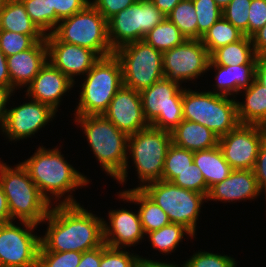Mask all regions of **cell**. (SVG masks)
Wrapping results in <instances>:
<instances>
[{"instance_id":"19","label":"cell","mask_w":266,"mask_h":267,"mask_svg":"<svg viewBox=\"0 0 266 267\" xmlns=\"http://www.w3.org/2000/svg\"><path fill=\"white\" fill-rule=\"evenodd\" d=\"M73 83L61 70L49 61L40 69L26 90V97L50 106L56 112L62 96L69 92Z\"/></svg>"},{"instance_id":"27","label":"cell","mask_w":266,"mask_h":267,"mask_svg":"<svg viewBox=\"0 0 266 267\" xmlns=\"http://www.w3.org/2000/svg\"><path fill=\"white\" fill-rule=\"evenodd\" d=\"M245 101H237L238 119L240 124L266 125V87L256 79L242 90Z\"/></svg>"},{"instance_id":"33","label":"cell","mask_w":266,"mask_h":267,"mask_svg":"<svg viewBox=\"0 0 266 267\" xmlns=\"http://www.w3.org/2000/svg\"><path fill=\"white\" fill-rule=\"evenodd\" d=\"M167 18L178 27L187 40L197 39V15L192 0H181Z\"/></svg>"},{"instance_id":"34","label":"cell","mask_w":266,"mask_h":267,"mask_svg":"<svg viewBox=\"0 0 266 267\" xmlns=\"http://www.w3.org/2000/svg\"><path fill=\"white\" fill-rule=\"evenodd\" d=\"M192 163L193 152L172 143L166 153L162 180L171 182L179 173L189 169Z\"/></svg>"},{"instance_id":"36","label":"cell","mask_w":266,"mask_h":267,"mask_svg":"<svg viewBox=\"0 0 266 267\" xmlns=\"http://www.w3.org/2000/svg\"><path fill=\"white\" fill-rule=\"evenodd\" d=\"M197 15V39L222 17V9L214 0H192Z\"/></svg>"},{"instance_id":"31","label":"cell","mask_w":266,"mask_h":267,"mask_svg":"<svg viewBox=\"0 0 266 267\" xmlns=\"http://www.w3.org/2000/svg\"><path fill=\"white\" fill-rule=\"evenodd\" d=\"M244 34L223 16L214 23L200 39L211 55L215 50L240 40Z\"/></svg>"},{"instance_id":"41","label":"cell","mask_w":266,"mask_h":267,"mask_svg":"<svg viewBox=\"0 0 266 267\" xmlns=\"http://www.w3.org/2000/svg\"><path fill=\"white\" fill-rule=\"evenodd\" d=\"M234 258L228 255L198 251L184 263V267H236Z\"/></svg>"},{"instance_id":"12","label":"cell","mask_w":266,"mask_h":267,"mask_svg":"<svg viewBox=\"0 0 266 267\" xmlns=\"http://www.w3.org/2000/svg\"><path fill=\"white\" fill-rule=\"evenodd\" d=\"M165 18L151 0H138L107 20L112 49L116 51L123 45L144 40L145 35Z\"/></svg>"},{"instance_id":"32","label":"cell","mask_w":266,"mask_h":267,"mask_svg":"<svg viewBox=\"0 0 266 267\" xmlns=\"http://www.w3.org/2000/svg\"><path fill=\"white\" fill-rule=\"evenodd\" d=\"M185 234L186 236L194 237L183 225L170 223L159 230L146 233L145 236H148L155 250L167 255L169 253L171 254V252H175L176 247L182 242Z\"/></svg>"},{"instance_id":"38","label":"cell","mask_w":266,"mask_h":267,"mask_svg":"<svg viewBox=\"0 0 266 267\" xmlns=\"http://www.w3.org/2000/svg\"><path fill=\"white\" fill-rule=\"evenodd\" d=\"M121 250V248H113L105 243L101 246V262L100 267H134L139 261L138 254Z\"/></svg>"},{"instance_id":"8","label":"cell","mask_w":266,"mask_h":267,"mask_svg":"<svg viewBox=\"0 0 266 267\" xmlns=\"http://www.w3.org/2000/svg\"><path fill=\"white\" fill-rule=\"evenodd\" d=\"M172 144L171 132L149 126L128 138L127 155L132 156L142 189L149 183L162 180L164 161Z\"/></svg>"},{"instance_id":"53","label":"cell","mask_w":266,"mask_h":267,"mask_svg":"<svg viewBox=\"0 0 266 267\" xmlns=\"http://www.w3.org/2000/svg\"><path fill=\"white\" fill-rule=\"evenodd\" d=\"M153 4L167 17L181 0H151Z\"/></svg>"},{"instance_id":"54","label":"cell","mask_w":266,"mask_h":267,"mask_svg":"<svg viewBox=\"0 0 266 267\" xmlns=\"http://www.w3.org/2000/svg\"><path fill=\"white\" fill-rule=\"evenodd\" d=\"M139 262L144 266V267H180L179 264H174V263H165V262H159V261H154L151 259L143 258L140 256ZM181 267H184V264L181 265Z\"/></svg>"},{"instance_id":"13","label":"cell","mask_w":266,"mask_h":267,"mask_svg":"<svg viewBox=\"0 0 266 267\" xmlns=\"http://www.w3.org/2000/svg\"><path fill=\"white\" fill-rule=\"evenodd\" d=\"M20 226L14 221L0 226V267H37L40 236L33 230L38 225L21 221Z\"/></svg>"},{"instance_id":"25","label":"cell","mask_w":266,"mask_h":267,"mask_svg":"<svg viewBox=\"0 0 266 267\" xmlns=\"http://www.w3.org/2000/svg\"><path fill=\"white\" fill-rule=\"evenodd\" d=\"M123 199L136 205H139L140 221L144 230V233L159 230L163 226L170 224V220L165 211L159 207L154 201H152L141 189H128L117 194Z\"/></svg>"},{"instance_id":"26","label":"cell","mask_w":266,"mask_h":267,"mask_svg":"<svg viewBox=\"0 0 266 267\" xmlns=\"http://www.w3.org/2000/svg\"><path fill=\"white\" fill-rule=\"evenodd\" d=\"M0 30L30 35L36 42L45 38L31 21L21 0H5L0 10Z\"/></svg>"},{"instance_id":"56","label":"cell","mask_w":266,"mask_h":267,"mask_svg":"<svg viewBox=\"0 0 266 267\" xmlns=\"http://www.w3.org/2000/svg\"><path fill=\"white\" fill-rule=\"evenodd\" d=\"M134 267H144L139 261L134 265Z\"/></svg>"},{"instance_id":"39","label":"cell","mask_w":266,"mask_h":267,"mask_svg":"<svg viewBox=\"0 0 266 267\" xmlns=\"http://www.w3.org/2000/svg\"><path fill=\"white\" fill-rule=\"evenodd\" d=\"M82 253L76 251H38L37 267H77Z\"/></svg>"},{"instance_id":"44","label":"cell","mask_w":266,"mask_h":267,"mask_svg":"<svg viewBox=\"0 0 266 267\" xmlns=\"http://www.w3.org/2000/svg\"><path fill=\"white\" fill-rule=\"evenodd\" d=\"M266 24V0H251L248 16V37Z\"/></svg>"},{"instance_id":"4","label":"cell","mask_w":266,"mask_h":267,"mask_svg":"<svg viewBox=\"0 0 266 267\" xmlns=\"http://www.w3.org/2000/svg\"><path fill=\"white\" fill-rule=\"evenodd\" d=\"M0 186L7 198L11 221L40 225L52 207L21 164L11 167L0 158Z\"/></svg>"},{"instance_id":"7","label":"cell","mask_w":266,"mask_h":267,"mask_svg":"<svg viewBox=\"0 0 266 267\" xmlns=\"http://www.w3.org/2000/svg\"><path fill=\"white\" fill-rule=\"evenodd\" d=\"M52 34L59 41L91 49L100 58L115 52L108 38L107 20L91 3L60 20Z\"/></svg>"},{"instance_id":"14","label":"cell","mask_w":266,"mask_h":267,"mask_svg":"<svg viewBox=\"0 0 266 267\" xmlns=\"http://www.w3.org/2000/svg\"><path fill=\"white\" fill-rule=\"evenodd\" d=\"M210 55L200 39H186L163 53L164 78L183 83L207 72Z\"/></svg>"},{"instance_id":"22","label":"cell","mask_w":266,"mask_h":267,"mask_svg":"<svg viewBox=\"0 0 266 267\" xmlns=\"http://www.w3.org/2000/svg\"><path fill=\"white\" fill-rule=\"evenodd\" d=\"M253 170L234 169L222 182L213 185L207 194V201L233 202L253 200L260 196Z\"/></svg>"},{"instance_id":"10","label":"cell","mask_w":266,"mask_h":267,"mask_svg":"<svg viewBox=\"0 0 266 267\" xmlns=\"http://www.w3.org/2000/svg\"><path fill=\"white\" fill-rule=\"evenodd\" d=\"M114 54L121 62L126 87L141 92L164 78L163 53L144 40L123 45Z\"/></svg>"},{"instance_id":"49","label":"cell","mask_w":266,"mask_h":267,"mask_svg":"<svg viewBox=\"0 0 266 267\" xmlns=\"http://www.w3.org/2000/svg\"><path fill=\"white\" fill-rule=\"evenodd\" d=\"M0 86L5 87L11 92V79L7 67V57L0 50Z\"/></svg>"},{"instance_id":"51","label":"cell","mask_w":266,"mask_h":267,"mask_svg":"<svg viewBox=\"0 0 266 267\" xmlns=\"http://www.w3.org/2000/svg\"><path fill=\"white\" fill-rule=\"evenodd\" d=\"M11 221L7 198L0 186V226Z\"/></svg>"},{"instance_id":"30","label":"cell","mask_w":266,"mask_h":267,"mask_svg":"<svg viewBox=\"0 0 266 267\" xmlns=\"http://www.w3.org/2000/svg\"><path fill=\"white\" fill-rule=\"evenodd\" d=\"M186 38L178 27L167 17L144 37V41L160 52L164 53L182 44Z\"/></svg>"},{"instance_id":"23","label":"cell","mask_w":266,"mask_h":267,"mask_svg":"<svg viewBox=\"0 0 266 267\" xmlns=\"http://www.w3.org/2000/svg\"><path fill=\"white\" fill-rule=\"evenodd\" d=\"M212 67L216 71V84L213 85L215 88L210 92L214 94L234 96L235 98L239 92L242 93V90L247 89L255 79L256 64L221 66L216 65L210 59L207 71L213 69Z\"/></svg>"},{"instance_id":"35","label":"cell","mask_w":266,"mask_h":267,"mask_svg":"<svg viewBox=\"0 0 266 267\" xmlns=\"http://www.w3.org/2000/svg\"><path fill=\"white\" fill-rule=\"evenodd\" d=\"M31 21L44 34H51L56 28V14L49 12L48 0H21Z\"/></svg>"},{"instance_id":"1","label":"cell","mask_w":266,"mask_h":267,"mask_svg":"<svg viewBox=\"0 0 266 267\" xmlns=\"http://www.w3.org/2000/svg\"><path fill=\"white\" fill-rule=\"evenodd\" d=\"M42 223L47 222L40 237L39 251H90L104 244V218L84 209L80 204L52 205Z\"/></svg>"},{"instance_id":"9","label":"cell","mask_w":266,"mask_h":267,"mask_svg":"<svg viewBox=\"0 0 266 267\" xmlns=\"http://www.w3.org/2000/svg\"><path fill=\"white\" fill-rule=\"evenodd\" d=\"M141 190L165 211L171 223L183 225L195 237L202 204L207 202L205 194L164 180L149 183Z\"/></svg>"},{"instance_id":"28","label":"cell","mask_w":266,"mask_h":267,"mask_svg":"<svg viewBox=\"0 0 266 267\" xmlns=\"http://www.w3.org/2000/svg\"><path fill=\"white\" fill-rule=\"evenodd\" d=\"M193 162L202 172L209 189L226 179L234 170L224 159L219 146L193 152Z\"/></svg>"},{"instance_id":"29","label":"cell","mask_w":266,"mask_h":267,"mask_svg":"<svg viewBox=\"0 0 266 267\" xmlns=\"http://www.w3.org/2000/svg\"><path fill=\"white\" fill-rule=\"evenodd\" d=\"M210 59L221 66L256 64L257 56L251 37L243 36L240 40L215 50Z\"/></svg>"},{"instance_id":"46","label":"cell","mask_w":266,"mask_h":267,"mask_svg":"<svg viewBox=\"0 0 266 267\" xmlns=\"http://www.w3.org/2000/svg\"><path fill=\"white\" fill-rule=\"evenodd\" d=\"M260 192L265 191L266 198V139L262 143L253 167Z\"/></svg>"},{"instance_id":"52","label":"cell","mask_w":266,"mask_h":267,"mask_svg":"<svg viewBox=\"0 0 266 267\" xmlns=\"http://www.w3.org/2000/svg\"><path fill=\"white\" fill-rule=\"evenodd\" d=\"M255 79L266 87V56L257 57Z\"/></svg>"},{"instance_id":"20","label":"cell","mask_w":266,"mask_h":267,"mask_svg":"<svg viewBox=\"0 0 266 267\" xmlns=\"http://www.w3.org/2000/svg\"><path fill=\"white\" fill-rule=\"evenodd\" d=\"M108 212L109 224L105 220L103 224L104 243L107 246L125 249L135 246L146 237L138 211L134 213L122 208Z\"/></svg>"},{"instance_id":"16","label":"cell","mask_w":266,"mask_h":267,"mask_svg":"<svg viewBox=\"0 0 266 267\" xmlns=\"http://www.w3.org/2000/svg\"><path fill=\"white\" fill-rule=\"evenodd\" d=\"M18 107L6 109L5 121L0 129L9 141L31 138L42 127L53 121L56 111L50 106L32 99Z\"/></svg>"},{"instance_id":"47","label":"cell","mask_w":266,"mask_h":267,"mask_svg":"<svg viewBox=\"0 0 266 267\" xmlns=\"http://www.w3.org/2000/svg\"><path fill=\"white\" fill-rule=\"evenodd\" d=\"M101 246L82 253L80 263L77 267H100Z\"/></svg>"},{"instance_id":"48","label":"cell","mask_w":266,"mask_h":267,"mask_svg":"<svg viewBox=\"0 0 266 267\" xmlns=\"http://www.w3.org/2000/svg\"><path fill=\"white\" fill-rule=\"evenodd\" d=\"M251 39L256 56H266V24L256 31Z\"/></svg>"},{"instance_id":"11","label":"cell","mask_w":266,"mask_h":267,"mask_svg":"<svg viewBox=\"0 0 266 267\" xmlns=\"http://www.w3.org/2000/svg\"><path fill=\"white\" fill-rule=\"evenodd\" d=\"M144 116L150 126L173 131L183 120V87L163 78L140 92Z\"/></svg>"},{"instance_id":"18","label":"cell","mask_w":266,"mask_h":267,"mask_svg":"<svg viewBox=\"0 0 266 267\" xmlns=\"http://www.w3.org/2000/svg\"><path fill=\"white\" fill-rule=\"evenodd\" d=\"M103 115L128 136L150 126L144 116L140 92L124 85Z\"/></svg>"},{"instance_id":"45","label":"cell","mask_w":266,"mask_h":267,"mask_svg":"<svg viewBox=\"0 0 266 267\" xmlns=\"http://www.w3.org/2000/svg\"><path fill=\"white\" fill-rule=\"evenodd\" d=\"M138 0H93L90 3L108 20Z\"/></svg>"},{"instance_id":"6","label":"cell","mask_w":266,"mask_h":267,"mask_svg":"<svg viewBox=\"0 0 266 267\" xmlns=\"http://www.w3.org/2000/svg\"><path fill=\"white\" fill-rule=\"evenodd\" d=\"M237 99L183 88V120L204 125L219 137L237 127Z\"/></svg>"},{"instance_id":"37","label":"cell","mask_w":266,"mask_h":267,"mask_svg":"<svg viewBox=\"0 0 266 267\" xmlns=\"http://www.w3.org/2000/svg\"><path fill=\"white\" fill-rule=\"evenodd\" d=\"M250 4L251 0H232L222 10V16L245 36H248V16Z\"/></svg>"},{"instance_id":"50","label":"cell","mask_w":266,"mask_h":267,"mask_svg":"<svg viewBox=\"0 0 266 267\" xmlns=\"http://www.w3.org/2000/svg\"><path fill=\"white\" fill-rule=\"evenodd\" d=\"M13 94L7 90L5 87L0 86V128L2 129L4 121H5V114H6V105Z\"/></svg>"},{"instance_id":"43","label":"cell","mask_w":266,"mask_h":267,"mask_svg":"<svg viewBox=\"0 0 266 267\" xmlns=\"http://www.w3.org/2000/svg\"><path fill=\"white\" fill-rule=\"evenodd\" d=\"M49 12L56 14V26L62 19L70 17L75 13L83 10L88 4L89 0H48Z\"/></svg>"},{"instance_id":"24","label":"cell","mask_w":266,"mask_h":267,"mask_svg":"<svg viewBox=\"0 0 266 267\" xmlns=\"http://www.w3.org/2000/svg\"><path fill=\"white\" fill-rule=\"evenodd\" d=\"M172 143L191 152L206 150L218 146L219 136L196 122L182 120L171 131Z\"/></svg>"},{"instance_id":"21","label":"cell","mask_w":266,"mask_h":267,"mask_svg":"<svg viewBox=\"0 0 266 267\" xmlns=\"http://www.w3.org/2000/svg\"><path fill=\"white\" fill-rule=\"evenodd\" d=\"M47 61L48 48L45 38L37 41L31 48L7 57L11 93L21 87H27Z\"/></svg>"},{"instance_id":"17","label":"cell","mask_w":266,"mask_h":267,"mask_svg":"<svg viewBox=\"0 0 266 267\" xmlns=\"http://www.w3.org/2000/svg\"><path fill=\"white\" fill-rule=\"evenodd\" d=\"M48 61L73 83L75 76H85L100 59L91 49L59 41L52 33L45 35Z\"/></svg>"},{"instance_id":"2","label":"cell","mask_w":266,"mask_h":267,"mask_svg":"<svg viewBox=\"0 0 266 267\" xmlns=\"http://www.w3.org/2000/svg\"><path fill=\"white\" fill-rule=\"evenodd\" d=\"M61 153L57 146L54 149L39 146L36 152L21 164L51 205L54 197L56 200L54 204H79L72 193L77 187L87 186L89 178L87 179L69 164ZM57 201L59 202L56 203Z\"/></svg>"},{"instance_id":"55","label":"cell","mask_w":266,"mask_h":267,"mask_svg":"<svg viewBox=\"0 0 266 267\" xmlns=\"http://www.w3.org/2000/svg\"><path fill=\"white\" fill-rule=\"evenodd\" d=\"M214 1L223 10L232 0H214Z\"/></svg>"},{"instance_id":"40","label":"cell","mask_w":266,"mask_h":267,"mask_svg":"<svg viewBox=\"0 0 266 267\" xmlns=\"http://www.w3.org/2000/svg\"><path fill=\"white\" fill-rule=\"evenodd\" d=\"M35 43L30 35L0 30V50L6 57L25 51Z\"/></svg>"},{"instance_id":"5","label":"cell","mask_w":266,"mask_h":267,"mask_svg":"<svg viewBox=\"0 0 266 267\" xmlns=\"http://www.w3.org/2000/svg\"><path fill=\"white\" fill-rule=\"evenodd\" d=\"M84 77L74 115H103L123 86L121 62L115 54L100 58Z\"/></svg>"},{"instance_id":"57","label":"cell","mask_w":266,"mask_h":267,"mask_svg":"<svg viewBox=\"0 0 266 267\" xmlns=\"http://www.w3.org/2000/svg\"><path fill=\"white\" fill-rule=\"evenodd\" d=\"M4 2H5V0H0V10H1V8H2Z\"/></svg>"},{"instance_id":"42","label":"cell","mask_w":266,"mask_h":267,"mask_svg":"<svg viewBox=\"0 0 266 267\" xmlns=\"http://www.w3.org/2000/svg\"><path fill=\"white\" fill-rule=\"evenodd\" d=\"M171 182L179 187L196 191L206 196L209 192L203 174L194 162L190 165L189 169L179 173Z\"/></svg>"},{"instance_id":"3","label":"cell","mask_w":266,"mask_h":267,"mask_svg":"<svg viewBox=\"0 0 266 267\" xmlns=\"http://www.w3.org/2000/svg\"><path fill=\"white\" fill-rule=\"evenodd\" d=\"M102 170L122 185L128 177L129 136L120 131L104 115L75 116Z\"/></svg>"},{"instance_id":"15","label":"cell","mask_w":266,"mask_h":267,"mask_svg":"<svg viewBox=\"0 0 266 267\" xmlns=\"http://www.w3.org/2000/svg\"><path fill=\"white\" fill-rule=\"evenodd\" d=\"M265 139L266 131L263 126L239 124L219 137L218 146L233 169L252 170Z\"/></svg>"}]
</instances>
